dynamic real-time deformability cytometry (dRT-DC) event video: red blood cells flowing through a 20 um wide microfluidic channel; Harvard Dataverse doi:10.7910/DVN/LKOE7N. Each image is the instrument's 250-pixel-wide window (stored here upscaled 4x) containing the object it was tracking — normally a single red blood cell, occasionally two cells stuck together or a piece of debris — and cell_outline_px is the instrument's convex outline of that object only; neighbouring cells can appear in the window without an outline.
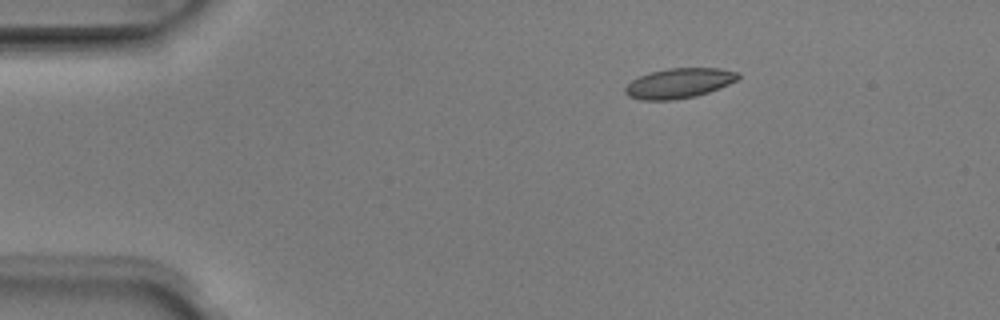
{"species": "Egyptian fruit bat (a non-hibernating species)", "species_latin": "Rousettus aegyptiacus", "temperature_condition": "room temperature", "stored_images_in_passage": 2, "camera_frame_rate_fps": 3000, "um_per_image_px": 0.085, "animal": {"sex": "male"}, "frame": {"image": 1, "passage_image": 1, "time_ms": 0.0, "image_size_px": [1000, 320], "cell_outline_px": [[740, 76], [736, 80], [720, 88], [696, 96], [672, 100], [640, 100], [628, 96], [624, 92], [624, 88], [632, 80], [648, 72], [668, 68], [720, 68], [740, 72]], "centroid_in_image_um": [57.71, 7.07], "position_along_channel_um": 27.3, "area_um2": 19.83}}